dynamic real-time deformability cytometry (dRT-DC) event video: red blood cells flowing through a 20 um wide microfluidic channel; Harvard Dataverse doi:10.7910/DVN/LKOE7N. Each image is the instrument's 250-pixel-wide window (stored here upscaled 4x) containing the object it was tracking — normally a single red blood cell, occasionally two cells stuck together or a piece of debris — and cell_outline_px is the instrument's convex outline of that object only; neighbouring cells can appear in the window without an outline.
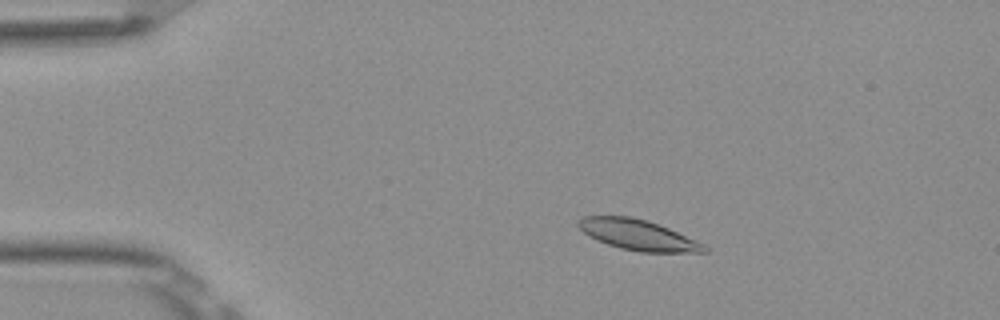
{"species": "Egyptian fruit bat (a non-hibernating species)", "species_latin": "Rousettus aegyptiacus", "temperature_condition": "room temperature", "stored_images_in_passage": 53, "camera_frame_rate_fps": 3000, "um_per_image_px": 0.085, "frame": {"image": 1, "passage_image": 10, "time_ms": 3.0, "image_size_px": [1000, 320], "cell_outline_px": [[708, 252], [640, 252], [620, 248], [608, 244], [584, 232], [576, 224], [584, 216], [628, 216], [648, 220], [668, 228], [704, 244], [708, 248]], "centroid_in_image_um": [54.26, 19.96], "position_along_channel_um": 30.7, "area_um2": 21.96}}
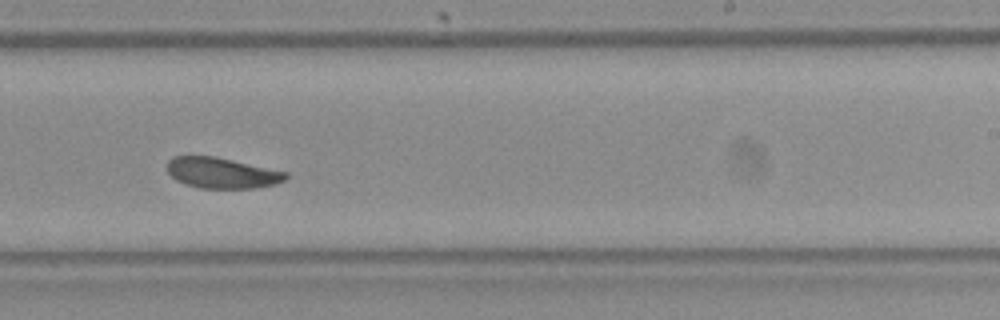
{"frame": {"image": 2, "passage_image": 33, "time_ms": 10.667, "image_size_px": [1000, 320], "cell_outline_px": [[288, 176], [284, 180], [276, 184], [256, 188], [200, 188], [184, 184], [176, 180], [168, 172], [168, 160], [172, 156], [216, 156], [288, 172]], "centroid_in_image_um": [18.87, 14.69], "position_along_channel_um": 270.1, "area_um2": 21.33}}
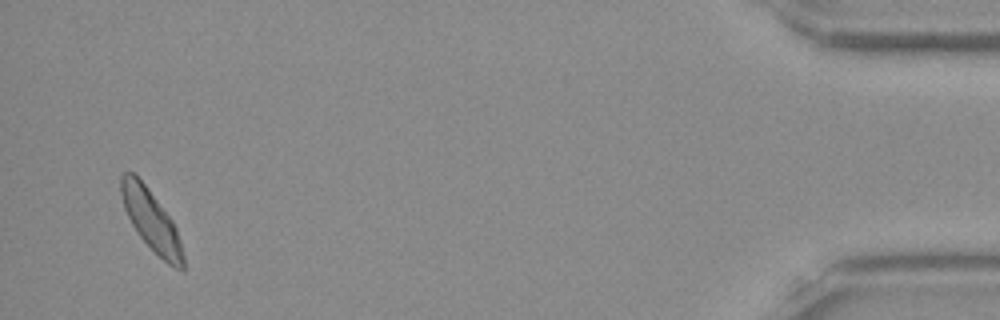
{"frame": {"image": 3, "passage_image": 51, "time_ms": 16.667, "image_size_px": [1000, 320], "cell_outline_px": [[184, 272], [168, 264], [140, 236], [132, 224], [124, 208], [120, 196], [120, 176], [124, 172], [132, 172], [144, 184], [172, 220], [176, 228], [184, 256]], "centroid_in_image_um": [12.84, 18.72], "position_along_channel_um": 422.4, "area_um2": 21.44}, "authors_computed_cell_mechanics": {"area_um2": 22.1952, "velocity_mm_per_s": 3.8502, "shape_relaxation_time_tau1_ms": 2.439, "shape_relaxation_time_tau2_ms": 2.4619, "deformation_change_tau1": 0.0831, "deformation_change_tau2": 0.0701}}